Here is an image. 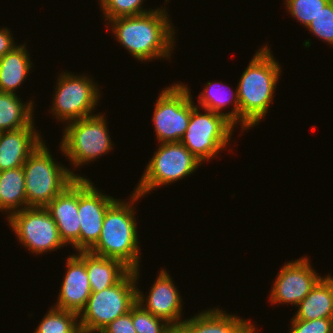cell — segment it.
I'll return each mask as SVG.
<instances>
[{"instance_id":"obj_1","label":"cell","mask_w":333,"mask_h":333,"mask_svg":"<svg viewBox=\"0 0 333 333\" xmlns=\"http://www.w3.org/2000/svg\"><path fill=\"white\" fill-rule=\"evenodd\" d=\"M161 8L139 16L111 19L107 23L111 24L118 42L139 61L171 58L175 28L167 10Z\"/></svg>"},{"instance_id":"obj_2","label":"cell","mask_w":333,"mask_h":333,"mask_svg":"<svg viewBox=\"0 0 333 333\" xmlns=\"http://www.w3.org/2000/svg\"><path fill=\"white\" fill-rule=\"evenodd\" d=\"M281 68L270 48L264 45L243 71L237 85L242 131L255 127L264 119L273 101Z\"/></svg>"},{"instance_id":"obj_3","label":"cell","mask_w":333,"mask_h":333,"mask_svg":"<svg viewBox=\"0 0 333 333\" xmlns=\"http://www.w3.org/2000/svg\"><path fill=\"white\" fill-rule=\"evenodd\" d=\"M142 196L133 191L130 202L116 200L104 216L102 231L90 252L122 261L131 270L140 268V247L133 203Z\"/></svg>"},{"instance_id":"obj_4","label":"cell","mask_w":333,"mask_h":333,"mask_svg":"<svg viewBox=\"0 0 333 333\" xmlns=\"http://www.w3.org/2000/svg\"><path fill=\"white\" fill-rule=\"evenodd\" d=\"M45 144L42 141L22 166L27 207H46L76 178H84L54 161Z\"/></svg>"},{"instance_id":"obj_5","label":"cell","mask_w":333,"mask_h":333,"mask_svg":"<svg viewBox=\"0 0 333 333\" xmlns=\"http://www.w3.org/2000/svg\"><path fill=\"white\" fill-rule=\"evenodd\" d=\"M140 269L130 270L118 283L99 292H92L85 308L78 315L79 324L89 331H101L117 317L130 311L137 299V278Z\"/></svg>"},{"instance_id":"obj_6","label":"cell","mask_w":333,"mask_h":333,"mask_svg":"<svg viewBox=\"0 0 333 333\" xmlns=\"http://www.w3.org/2000/svg\"><path fill=\"white\" fill-rule=\"evenodd\" d=\"M105 119V116L99 113L67 123L60 150L76 168L100 158L102 154L106 155L113 149Z\"/></svg>"},{"instance_id":"obj_7","label":"cell","mask_w":333,"mask_h":333,"mask_svg":"<svg viewBox=\"0 0 333 333\" xmlns=\"http://www.w3.org/2000/svg\"><path fill=\"white\" fill-rule=\"evenodd\" d=\"M153 155L134 190L142 198L157 187L184 179L202 164L181 142L161 143Z\"/></svg>"},{"instance_id":"obj_8","label":"cell","mask_w":333,"mask_h":333,"mask_svg":"<svg viewBox=\"0 0 333 333\" xmlns=\"http://www.w3.org/2000/svg\"><path fill=\"white\" fill-rule=\"evenodd\" d=\"M198 108L192 100L189 125L180 142L203 163L226 149L235 125L223 114L207 109L202 114Z\"/></svg>"},{"instance_id":"obj_9","label":"cell","mask_w":333,"mask_h":333,"mask_svg":"<svg viewBox=\"0 0 333 333\" xmlns=\"http://www.w3.org/2000/svg\"><path fill=\"white\" fill-rule=\"evenodd\" d=\"M192 111L190 88L180 82L162 90L155 102L152 122L159 143L180 142Z\"/></svg>"},{"instance_id":"obj_10","label":"cell","mask_w":333,"mask_h":333,"mask_svg":"<svg viewBox=\"0 0 333 333\" xmlns=\"http://www.w3.org/2000/svg\"><path fill=\"white\" fill-rule=\"evenodd\" d=\"M58 77L51 114L65 123L92 116L101 96L97 83L86 75L70 72L61 73Z\"/></svg>"},{"instance_id":"obj_11","label":"cell","mask_w":333,"mask_h":333,"mask_svg":"<svg viewBox=\"0 0 333 333\" xmlns=\"http://www.w3.org/2000/svg\"><path fill=\"white\" fill-rule=\"evenodd\" d=\"M7 221L21 245L32 254L42 255L65 245L55 221L45 207H27L13 213Z\"/></svg>"},{"instance_id":"obj_12","label":"cell","mask_w":333,"mask_h":333,"mask_svg":"<svg viewBox=\"0 0 333 333\" xmlns=\"http://www.w3.org/2000/svg\"><path fill=\"white\" fill-rule=\"evenodd\" d=\"M87 178H78L79 251H89L99 240L107 209L117 200L104 195Z\"/></svg>"},{"instance_id":"obj_13","label":"cell","mask_w":333,"mask_h":333,"mask_svg":"<svg viewBox=\"0 0 333 333\" xmlns=\"http://www.w3.org/2000/svg\"><path fill=\"white\" fill-rule=\"evenodd\" d=\"M309 262L305 256L284 264L269 295L271 304L288 303L297 307L321 278Z\"/></svg>"},{"instance_id":"obj_14","label":"cell","mask_w":333,"mask_h":333,"mask_svg":"<svg viewBox=\"0 0 333 333\" xmlns=\"http://www.w3.org/2000/svg\"><path fill=\"white\" fill-rule=\"evenodd\" d=\"M157 276L146 299L143 292L137 287L136 302L155 317L165 320L168 324L180 325L184 321L181 320L183 302L180 292L165 269H161Z\"/></svg>"},{"instance_id":"obj_15","label":"cell","mask_w":333,"mask_h":333,"mask_svg":"<svg viewBox=\"0 0 333 333\" xmlns=\"http://www.w3.org/2000/svg\"><path fill=\"white\" fill-rule=\"evenodd\" d=\"M55 221L65 245L79 251L78 178L58 194L46 207Z\"/></svg>"},{"instance_id":"obj_16","label":"cell","mask_w":333,"mask_h":333,"mask_svg":"<svg viewBox=\"0 0 333 333\" xmlns=\"http://www.w3.org/2000/svg\"><path fill=\"white\" fill-rule=\"evenodd\" d=\"M66 271L54 308L77 313L85 308L92 293L85 263L75 254L68 257Z\"/></svg>"},{"instance_id":"obj_17","label":"cell","mask_w":333,"mask_h":333,"mask_svg":"<svg viewBox=\"0 0 333 333\" xmlns=\"http://www.w3.org/2000/svg\"><path fill=\"white\" fill-rule=\"evenodd\" d=\"M34 126L0 132V171L22 167L43 141Z\"/></svg>"},{"instance_id":"obj_18","label":"cell","mask_w":333,"mask_h":333,"mask_svg":"<svg viewBox=\"0 0 333 333\" xmlns=\"http://www.w3.org/2000/svg\"><path fill=\"white\" fill-rule=\"evenodd\" d=\"M188 333H249L255 326L249 320L227 314L218 308L201 311L180 324Z\"/></svg>"},{"instance_id":"obj_19","label":"cell","mask_w":333,"mask_h":333,"mask_svg":"<svg viewBox=\"0 0 333 333\" xmlns=\"http://www.w3.org/2000/svg\"><path fill=\"white\" fill-rule=\"evenodd\" d=\"M76 255L85 263L92 292L113 286L131 270L118 259L99 256L90 251H78Z\"/></svg>"},{"instance_id":"obj_20","label":"cell","mask_w":333,"mask_h":333,"mask_svg":"<svg viewBox=\"0 0 333 333\" xmlns=\"http://www.w3.org/2000/svg\"><path fill=\"white\" fill-rule=\"evenodd\" d=\"M292 319L315 320L333 318V282L327 275L321 277L306 297L297 305Z\"/></svg>"},{"instance_id":"obj_21","label":"cell","mask_w":333,"mask_h":333,"mask_svg":"<svg viewBox=\"0 0 333 333\" xmlns=\"http://www.w3.org/2000/svg\"><path fill=\"white\" fill-rule=\"evenodd\" d=\"M26 44L17 45L0 58V92L16 94L31 70Z\"/></svg>"},{"instance_id":"obj_22","label":"cell","mask_w":333,"mask_h":333,"mask_svg":"<svg viewBox=\"0 0 333 333\" xmlns=\"http://www.w3.org/2000/svg\"><path fill=\"white\" fill-rule=\"evenodd\" d=\"M27 208L24 171L22 167L0 171V210L13 213Z\"/></svg>"},{"instance_id":"obj_23","label":"cell","mask_w":333,"mask_h":333,"mask_svg":"<svg viewBox=\"0 0 333 333\" xmlns=\"http://www.w3.org/2000/svg\"><path fill=\"white\" fill-rule=\"evenodd\" d=\"M32 100L22 103L17 94L0 92V132L30 126L34 119Z\"/></svg>"},{"instance_id":"obj_24","label":"cell","mask_w":333,"mask_h":333,"mask_svg":"<svg viewBox=\"0 0 333 333\" xmlns=\"http://www.w3.org/2000/svg\"><path fill=\"white\" fill-rule=\"evenodd\" d=\"M221 84L224 85L221 82L219 83V82L208 81L206 86L203 88V92L199 94L198 105L199 104L201 105L202 107L201 109H207L225 115L236 127V124L240 123V104L238 100L237 87L235 92L233 90L227 91V93L228 92L232 93V95L231 94L227 95L226 91L225 90L223 91L222 89L226 85L222 87ZM230 104L232 105L234 104L233 106L234 108L231 109V111L222 113L221 110Z\"/></svg>"},{"instance_id":"obj_25","label":"cell","mask_w":333,"mask_h":333,"mask_svg":"<svg viewBox=\"0 0 333 333\" xmlns=\"http://www.w3.org/2000/svg\"><path fill=\"white\" fill-rule=\"evenodd\" d=\"M78 319L75 312L51 307L33 333H70L79 324Z\"/></svg>"},{"instance_id":"obj_26","label":"cell","mask_w":333,"mask_h":333,"mask_svg":"<svg viewBox=\"0 0 333 333\" xmlns=\"http://www.w3.org/2000/svg\"><path fill=\"white\" fill-rule=\"evenodd\" d=\"M145 0H99L101 11L107 23L111 19L119 17L139 16L153 11L144 9Z\"/></svg>"},{"instance_id":"obj_27","label":"cell","mask_w":333,"mask_h":333,"mask_svg":"<svg viewBox=\"0 0 333 333\" xmlns=\"http://www.w3.org/2000/svg\"><path fill=\"white\" fill-rule=\"evenodd\" d=\"M331 0H285L289 14L304 27H308L313 18Z\"/></svg>"},{"instance_id":"obj_28","label":"cell","mask_w":333,"mask_h":333,"mask_svg":"<svg viewBox=\"0 0 333 333\" xmlns=\"http://www.w3.org/2000/svg\"><path fill=\"white\" fill-rule=\"evenodd\" d=\"M132 321L137 333H166L171 326L145 310L138 302L132 306Z\"/></svg>"},{"instance_id":"obj_29","label":"cell","mask_w":333,"mask_h":333,"mask_svg":"<svg viewBox=\"0 0 333 333\" xmlns=\"http://www.w3.org/2000/svg\"><path fill=\"white\" fill-rule=\"evenodd\" d=\"M317 38L333 45V0L327 3L306 28Z\"/></svg>"},{"instance_id":"obj_30","label":"cell","mask_w":333,"mask_h":333,"mask_svg":"<svg viewBox=\"0 0 333 333\" xmlns=\"http://www.w3.org/2000/svg\"><path fill=\"white\" fill-rule=\"evenodd\" d=\"M289 333H333V318L291 319Z\"/></svg>"},{"instance_id":"obj_31","label":"cell","mask_w":333,"mask_h":333,"mask_svg":"<svg viewBox=\"0 0 333 333\" xmlns=\"http://www.w3.org/2000/svg\"><path fill=\"white\" fill-rule=\"evenodd\" d=\"M103 333H137L132 321V307L129 312L117 317L114 321L105 326Z\"/></svg>"},{"instance_id":"obj_32","label":"cell","mask_w":333,"mask_h":333,"mask_svg":"<svg viewBox=\"0 0 333 333\" xmlns=\"http://www.w3.org/2000/svg\"><path fill=\"white\" fill-rule=\"evenodd\" d=\"M9 30L7 27L0 29V58L17 46Z\"/></svg>"},{"instance_id":"obj_33","label":"cell","mask_w":333,"mask_h":333,"mask_svg":"<svg viewBox=\"0 0 333 333\" xmlns=\"http://www.w3.org/2000/svg\"><path fill=\"white\" fill-rule=\"evenodd\" d=\"M166 333H188L181 325H171Z\"/></svg>"},{"instance_id":"obj_34","label":"cell","mask_w":333,"mask_h":333,"mask_svg":"<svg viewBox=\"0 0 333 333\" xmlns=\"http://www.w3.org/2000/svg\"><path fill=\"white\" fill-rule=\"evenodd\" d=\"M70 333H84V328L78 324Z\"/></svg>"},{"instance_id":"obj_35","label":"cell","mask_w":333,"mask_h":333,"mask_svg":"<svg viewBox=\"0 0 333 333\" xmlns=\"http://www.w3.org/2000/svg\"><path fill=\"white\" fill-rule=\"evenodd\" d=\"M84 333H103L101 331H89L84 329Z\"/></svg>"},{"instance_id":"obj_36","label":"cell","mask_w":333,"mask_h":333,"mask_svg":"<svg viewBox=\"0 0 333 333\" xmlns=\"http://www.w3.org/2000/svg\"><path fill=\"white\" fill-rule=\"evenodd\" d=\"M256 331H257V328L254 327L249 333H256Z\"/></svg>"},{"instance_id":"obj_37","label":"cell","mask_w":333,"mask_h":333,"mask_svg":"<svg viewBox=\"0 0 333 333\" xmlns=\"http://www.w3.org/2000/svg\"><path fill=\"white\" fill-rule=\"evenodd\" d=\"M328 276L331 278L332 282H333V276H331L330 274H328Z\"/></svg>"}]
</instances>
